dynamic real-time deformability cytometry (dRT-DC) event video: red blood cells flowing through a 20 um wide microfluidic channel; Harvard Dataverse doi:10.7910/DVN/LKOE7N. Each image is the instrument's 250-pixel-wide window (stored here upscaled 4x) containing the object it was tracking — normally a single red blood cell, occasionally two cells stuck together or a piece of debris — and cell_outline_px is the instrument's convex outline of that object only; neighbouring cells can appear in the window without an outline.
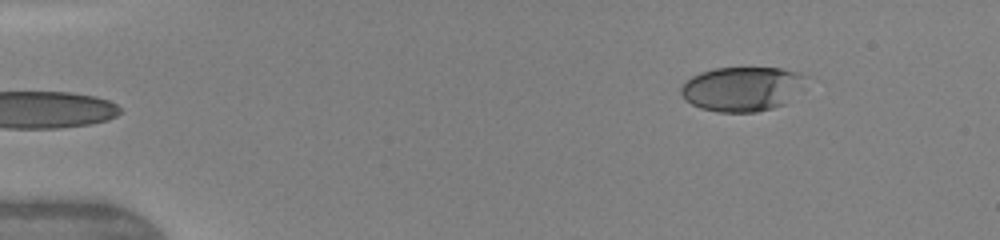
{"species": "human", "species_latin": "Homo sapiens", "temperature_condition": "warm", "stored_images_in_passage": 6, "segment_of_instrument_passage": [2, 2], "camera_frame_rate_fps": 3000, "um_per_image_px": 0.085, "donor": {"sex": "female"}, "frame": {"image": 1, "passage_image": 6, "time_ms": 4.0, "image_size_px": [1000, 240], "cell_outline_px": [[808, 76], [784, 104], [772, 108], [756, 112], [716, 112], [700, 108], [684, 100], [680, 92], [680, 88], [692, 76], [700, 72], [712, 68], [780, 68], [800, 72]], "centroid_in_image_um": [63.02, 7.55], "position_along_channel_um": 22.0, "area_um2": 32.14}}